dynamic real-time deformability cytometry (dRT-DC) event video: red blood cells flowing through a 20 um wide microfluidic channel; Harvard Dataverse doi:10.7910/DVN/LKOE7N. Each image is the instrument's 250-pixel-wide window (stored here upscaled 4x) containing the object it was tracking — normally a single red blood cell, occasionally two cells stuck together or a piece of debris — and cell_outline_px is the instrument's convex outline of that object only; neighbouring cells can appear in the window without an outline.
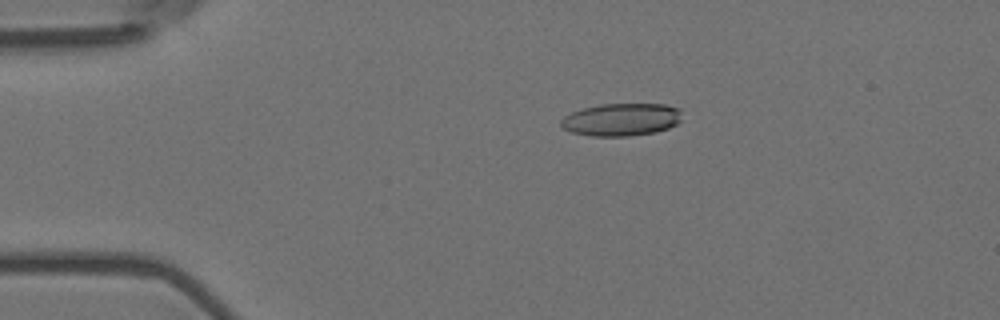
{"species": "Egyptian fruit bat (a non-hibernating species)", "species_latin": "Rousettus aegyptiacus", "temperature_condition": "room temperature", "stored_images_in_passage": 11, "camera_frame_rate_fps": 3000, "um_per_image_px": 0.085, "animal": {"sex": "female"}, "frame": {"image": 1, "passage_image": 3, "time_ms": 0.667, "image_size_px": [1000, 320], "cell_outline_px": [[680, 120], [676, 124], [668, 128], [656, 132], [628, 136], [592, 136], [572, 132], [564, 128], [560, 124], [560, 120], [564, 116], [572, 112], [584, 108], [600, 104], [664, 104], [680, 108]], "centroid_in_image_um": [52.81, 10.16], "position_along_channel_um": 32.2, "area_um2": 22.95}}
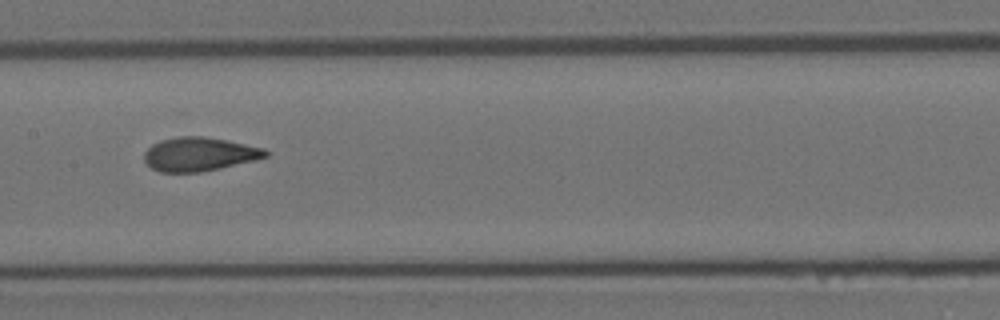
{"frame": {"image": 2, "passage_image": 8, "time_ms": 2.333, "image_size_px": [1000, 320], "cell_outline_px": [[268, 156], [256, 160], [220, 168], [200, 172], [160, 172], [152, 168], [144, 160], [144, 152], [152, 144], [160, 140], [180, 136], [204, 136], [228, 140], [264, 148], [268, 152]], "centroid_in_image_um": [16.94, 13.1], "position_along_channel_um": 190.5, "area_um2": 23.93}}
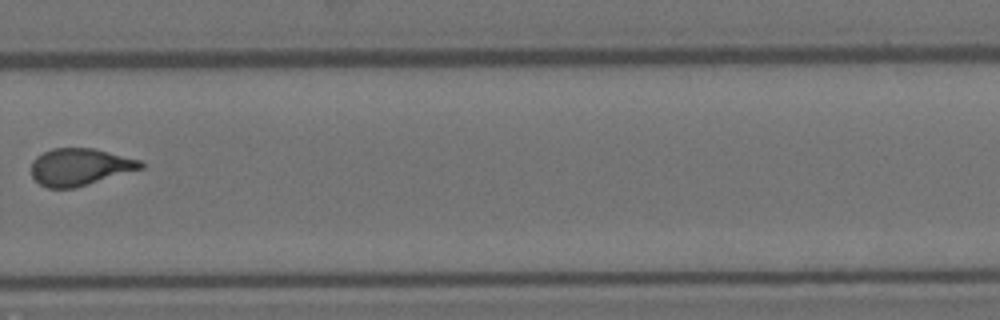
{"frame": {"image": 3, "passage_image": 11, "time_ms": 3.333, "image_size_px": [1000, 320], "cell_outline_px": [[144, 168], [88, 184], [72, 188], [48, 188], [40, 184], [32, 176], [32, 160], [36, 156], [52, 148], [92, 148], [140, 160], [144, 164]], "centroid_in_image_um": [6.77, 14.18], "position_along_channel_um": 323.0, "area_um2": 23.47}}